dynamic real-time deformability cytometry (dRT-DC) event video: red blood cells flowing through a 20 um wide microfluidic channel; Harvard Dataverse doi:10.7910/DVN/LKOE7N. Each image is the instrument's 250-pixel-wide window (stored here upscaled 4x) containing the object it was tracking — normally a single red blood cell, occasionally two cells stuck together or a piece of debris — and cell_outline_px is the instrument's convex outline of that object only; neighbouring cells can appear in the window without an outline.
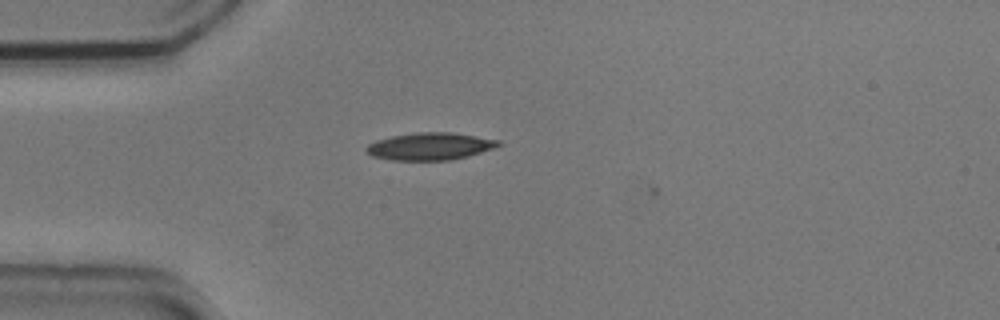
{"species": "common noctule bat (a hibernating species)", "species_latin": "Nyctalus noctula", "temperature_condition": "cold", "stored_images_in_passage": 2, "camera_frame_rate_fps": 3000, "um_per_image_px": 0.085, "animal": {"sex": "male", "body_mass_g": 20.5, "forearm_length_mm": 52.5}, "frame": {"image": 1, "passage_image": 1, "time_ms": 0.0, "image_size_px": [1000, 320], "cell_outline_px": [[500, 144], [492, 148], [468, 156], [452, 160], [392, 160], [372, 156], [364, 148], [368, 144], [376, 140], [392, 136], [416, 132], [448, 132], [476, 136], [500, 140]], "centroid_in_image_um": [36.52, 12.44], "position_along_channel_um": 48.5, "area_um2": 20.87}}